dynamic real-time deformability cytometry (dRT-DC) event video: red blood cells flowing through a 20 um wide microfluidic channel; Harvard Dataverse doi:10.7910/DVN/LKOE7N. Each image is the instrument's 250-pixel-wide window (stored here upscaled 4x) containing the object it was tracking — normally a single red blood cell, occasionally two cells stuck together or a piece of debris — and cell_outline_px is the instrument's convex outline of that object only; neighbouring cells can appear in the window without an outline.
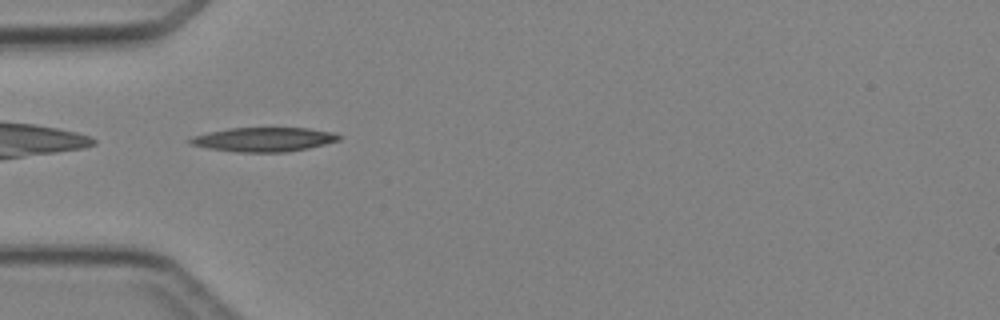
{"species": "Egyptian fruit bat (a non-hibernating species)", "species_latin": "Rousettus aegyptiacus", "temperature_condition": "cold", "stored_images_in_passage": 4, "camera_frame_rate_fps": 3000, "um_per_image_px": 0.085, "animal": {"sex": "female"}, "frame": {"image": 1, "passage_image": 4, "time_ms": 3.667, "image_size_px": [1000, 320], "cell_outline_px": [[344, 136], [340, 140], [308, 148], [284, 152], [236, 152], [208, 148], [188, 144], [188, 140], [192, 136], [208, 132], [228, 128], [308, 128], [332, 132]], "centroid_in_image_um": [22.41, 11.85], "position_along_channel_um": 62.6, "area_um2": 21.04}}